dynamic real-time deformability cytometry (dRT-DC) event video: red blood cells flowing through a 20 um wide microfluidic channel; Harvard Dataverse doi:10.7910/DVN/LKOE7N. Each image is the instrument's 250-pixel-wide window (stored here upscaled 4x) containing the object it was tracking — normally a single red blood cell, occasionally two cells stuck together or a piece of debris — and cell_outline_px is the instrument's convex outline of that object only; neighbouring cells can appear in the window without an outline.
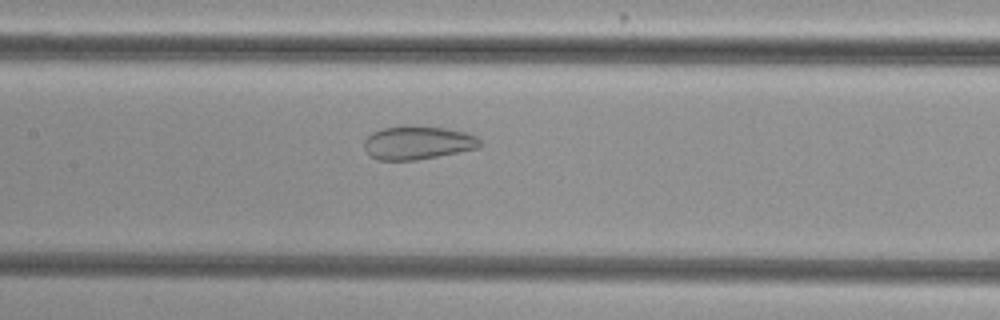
{"species": "common noctule bat (a hibernating species)", "species_latin": "Nyctalus noctula", "temperature_condition": "cold", "stored_images_in_passage": 30, "camera_frame_rate_fps": 3000, "um_per_image_px": 0.085, "animal": {"sex": "female", "body_mass_g": 29.2, "forearm_length_mm": 56.3}, "frame": {"image": 1, "passage_image": 10, "time_ms": 3.0, "image_size_px": [1000, 320], "cell_outline_px": [[484, 144], [476, 148], [416, 160], [376, 160], [364, 148], [364, 140], [372, 132], [384, 128], [408, 124], [416, 124], [444, 128], [464, 132], [476, 136]], "centroid_in_image_um": [35.48, 12.1], "position_along_channel_um": 171.9, "area_um2": 22.66}}
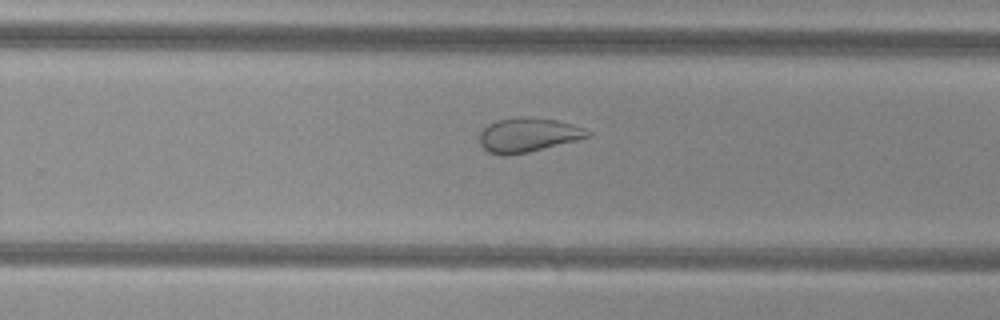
{"frame": {"image": 2, "passage_image": 19, "time_ms": 6.0, "image_size_px": [1000, 320], "cell_outline_px": [[592, 136], [528, 152], [508, 156], [504, 156], [488, 152], [480, 144], [480, 132], [488, 124], [496, 120], [556, 120], [572, 124], [584, 128], [592, 132]], "centroid_in_image_um": [44.89, 11.53], "position_along_channel_um": 284.9, "area_um2": 20.69}}
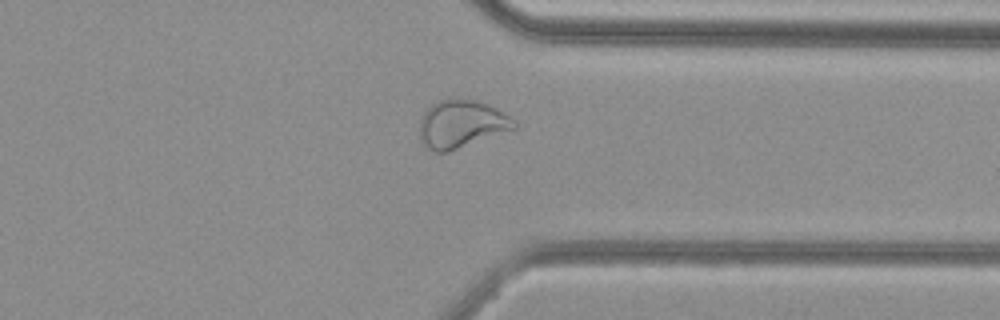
{"frame": {"image": 3, "passage_image": 26, "time_ms": 8.333, "image_size_px": [1000, 320], "cell_outline_px": [[520, 124], [516, 128], [448, 152], [436, 152], [428, 148], [420, 140], [420, 120], [424, 112], [436, 100], [452, 96], [476, 100], [488, 104], [504, 112], [516, 120]], "centroid_in_image_um": [39.23, 10.5], "position_along_channel_um": 372.2, "area_um2": 26.82}, "authors_computed_cell_mechanics": {"area_um2": 23.1489, "velocity_mm_per_s": 3.7786, "shape_relaxation_time_tau1_ms": null, "shape_relaxation_time_tau2_ms": 1.3913, "deformation_change_tau1": null, "deformation_change_tau2": 0.0763}}